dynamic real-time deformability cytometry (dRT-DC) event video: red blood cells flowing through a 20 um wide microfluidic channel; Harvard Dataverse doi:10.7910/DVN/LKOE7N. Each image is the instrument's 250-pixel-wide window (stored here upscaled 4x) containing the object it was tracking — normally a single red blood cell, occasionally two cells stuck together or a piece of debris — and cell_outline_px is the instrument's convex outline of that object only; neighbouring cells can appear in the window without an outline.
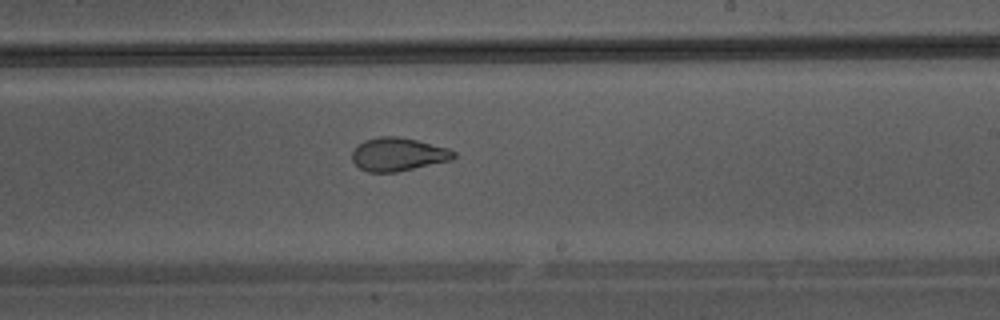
{"species": "Egyptian fruit bat (a non-hibernating species)", "species_latin": "Rousettus aegyptiacus", "temperature_condition": "warm", "stored_images_in_passage": 43, "camera_frame_rate_fps": 3000, "um_per_image_px": 0.085, "animal": {"sex": "male"}, "frame": {"image": 1, "passage_image": 25, "time_ms": 8.0, "image_size_px": [1000, 320], "cell_outline_px": [[456, 156], [452, 160], [396, 172], [368, 172], [360, 168], [352, 160], [352, 152], [364, 140], [380, 136], [400, 136], [448, 148], [456, 152]], "centroid_in_image_um": [33.85, 13.12], "position_along_channel_um": 255.1, "area_um2": 19.65}}